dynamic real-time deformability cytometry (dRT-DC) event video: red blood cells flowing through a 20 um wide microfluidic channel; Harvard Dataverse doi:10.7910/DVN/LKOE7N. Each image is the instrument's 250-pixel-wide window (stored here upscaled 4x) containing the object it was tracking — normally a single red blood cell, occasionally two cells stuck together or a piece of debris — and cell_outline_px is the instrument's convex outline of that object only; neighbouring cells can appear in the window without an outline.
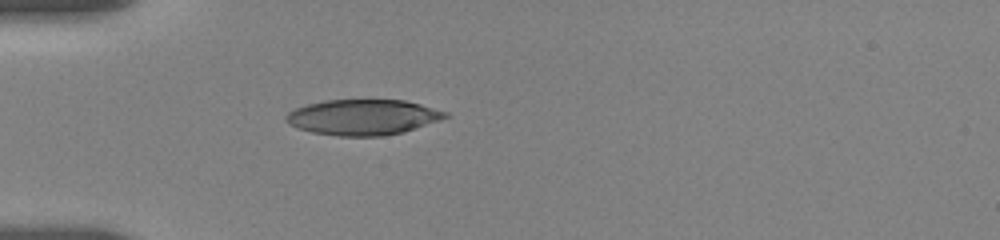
{"species": "human", "species_latin": "Homo sapiens", "temperature_condition": "room temperature", "stored_images_in_passage": 40, "camera_frame_rate_fps": 3000, "um_per_image_px": 0.085, "donor": {"sex": "female"}, "frame": {"image": 1, "passage_image": 1, "time_ms": 0.0, "image_size_px": [1000, 240], "cell_outline_px": [[448, 116], [440, 120], [404, 132], [384, 136], [336, 136], [312, 132], [296, 128], [288, 124], [284, 120], [284, 116], [288, 112], [296, 108], [308, 104], [324, 100], [404, 100], [420, 104], [448, 112]], "centroid_in_image_um": [30.82, 9.97], "position_along_channel_um": 54.2, "area_um2": 33.12}}
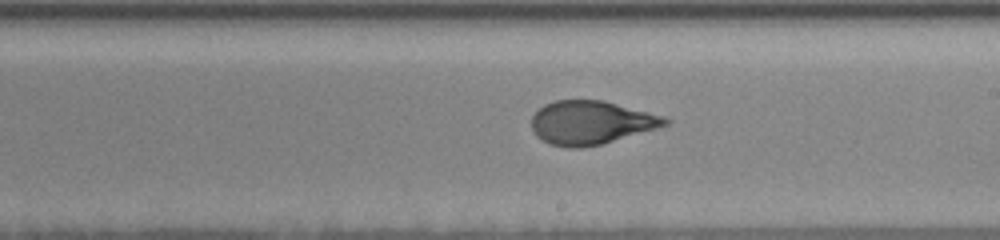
{"frame": {"image": 2, "passage_image": 17, "time_ms": 5.333, "image_size_px": [1000, 240], "cell_outline_px": [[672, 120], [668, 124], [600, 144], [580, 148], [568, 148], [548, 144], [536, 136], [532, 128], [532, 116], [544, 104], [556, 100], [604, 100], [664, 116]], "centroid_in_image_um": [50.2, 10.41], "position_along_channel_um": 238.8, "area_um2": 33.64}}
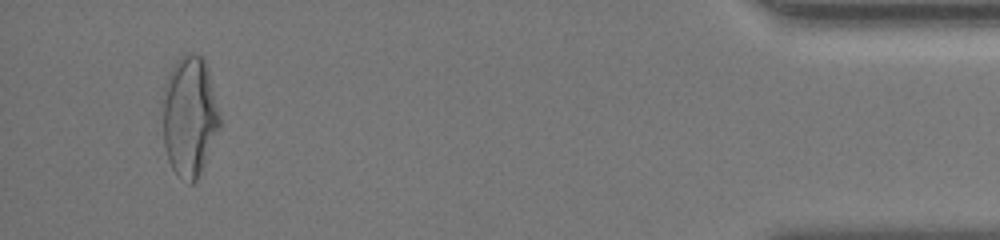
{"frame": {"image": 3, "passage_image": 38, "time_ms": 12.0, "image_size_px": [1000, 240], "cell_outline_px": [[220, 128], [200, 172], [196, 180], [192, 184], [188, 184], [172, 168], [168, 160], [164, 144], [164, 84], [168, 72], [176, 60], [184, 52], [196, 52], [204, 60], [208, 68], [220, 116]], "centroid_in_image_um": [16.11, 9.83], "position_along_channel_um": 419.1, "area_um2": 39.94}, "authors_computed_cell_mechanics": {"area_um2": 34.4777, "velocity_mm_per_s": 3.6608, "shape_relaxation_time_tau1_ms": 5.3872, "shape_relaxation_time_tau2_ms": 0.7157, "deformation_change_tau1": 0.2109, "deformation_change_tau2": 0.0724}}